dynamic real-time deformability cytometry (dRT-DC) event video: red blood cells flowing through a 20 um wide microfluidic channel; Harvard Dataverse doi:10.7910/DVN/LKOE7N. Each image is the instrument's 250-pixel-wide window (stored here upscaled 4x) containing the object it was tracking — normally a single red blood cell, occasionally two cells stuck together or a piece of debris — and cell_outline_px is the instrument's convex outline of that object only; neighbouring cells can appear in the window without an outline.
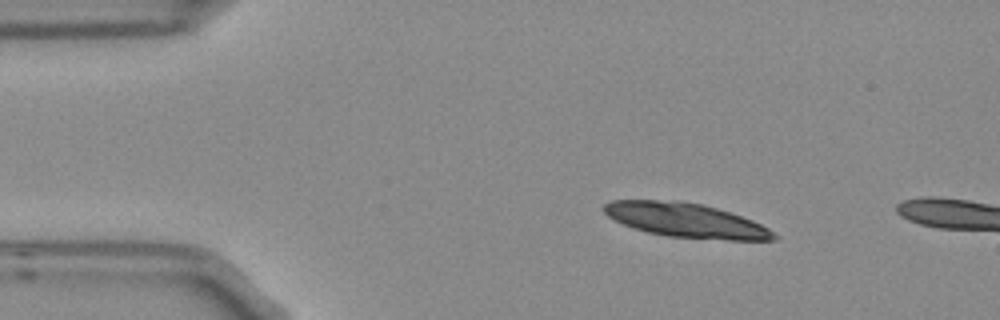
{"species": "Egyptian fruit bat (a non-hibernating species)", "species_latin": "Rousettus aegyptiacus", "temperature_condition": "room temperature", "stored_images_in_passage": 5, "camera_frame_rate_fps": 3000, "um_per_image_px": 0.085, "frame": {"image": 1, "passage_image": 2, "time_ms": 0.333, "image_size_px": [1000, 320], "cell_outline_px": [[780, 236], [776, 240], [728, 240], [668, 236], [648, 232], [632, 228], [608, 216], [600, 208], [604, 204], [612, 200], [680, 200], [700, 204], [716, 208], [752, 220], [768, 228]], "centroid_in_image_um": [58.29, 18.72], "position_along_channel_um": 26.7, "area_um2": 33.87}}